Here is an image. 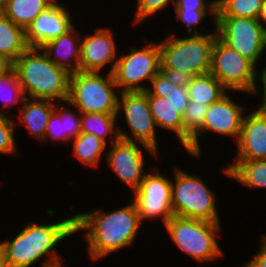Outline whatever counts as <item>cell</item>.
<instances>
[{"mask_svg":"<svg viewBox=\"0 0 266 267\" xmlns=\"http://www.w3.org/2000/svg\"><path fill=\"white\" fill-rule=\"evenodd\" d=\"M123 117L129 132H126L119 125V139L144 144L157 153L159 152L158 132L152 116L148 95L145 91L120 92L117 105V119Z\"/></svg>","mask_w":266,"mask_h":267,"instance_id":"obj_10","label":"cell"},{"mask_svg":"<svg viewBox=\"0 0 266 267\" xmlns=\"http://www.w3.org/2000/svg\"><path fill=\"white\" fill-rule=\"evenodd\" d=\"M217 36L256 68L266 54V27L254 18L216 17Z\"/></svg>","mask_w":266,"mask_h":267,"instance_id":"obj_11","label":"cell"},{"mask_svg":"<svg viewBox=\"0 0 266 267\" xmlns=\"http://www.w3.org/2000/svg\"><path fill=\"white\" fill-rule=\"evenodd\" d=\"M25 98L66 102L70 76L51 61L42 48L28 47L14 62Z\"/></svg>","mask_w":266,"mask_h":267,"instance_id":"obj_3","label":"cell"},{"mask_svg":"<svg viewBox=\"0 0 266 267\" xmlns=\"http://www.w3.org/2000/svg\"><path fill=\"white\" fill-rule=\"evenodd\" d=\"M222 173L243 186L266 189V160H233Z\"/></svg>","mask_w":266,"mask_h":267,"instance_id":"obj_22","label":"cell"},{"mask_svg":"<svg viewBox=\"0 0 266 267\" xmlns=\"http://www.w3.org/2000/svg\"><path fill=\"white\" fill-rule=\"evenodd\" d=\"M25 99L22 86L19 83L16 71L14 68L0 74V100L3 103V111L0 114H8L10 111H4L11 108L13 105H21ZM21 103V104H19Z\"/></svg>","mask_w":266,"mask_h":267,"instance_id":"obj_30","label":"cell"},{"mask_svg":"<svg viewBox=\"0 0 266 267\" xmlns=\"http://www.w3.org/2000/svg\"><path fill=\"white\" fill-rule=\"evenodd\" d=\"M42 50L58 67L69 73L80 71L81 61V34L74 25L65 34L47 42Z\"/></svg>","mask_w":266,"mask_h":267,"instance_id":"obj_18","label":"cell"},{"mask_svg":"<svg viewBox=\"0 0 266 267\" xmlns=\"http://www.w3.org/2000/svg\"><path fill=\"white\" fill-rule=\"evenodd\" d=\"M258 20L266 27V0H263Z\"/></svg>","mask_w":266,"mask_h":267,"instance_id":"obj_41","label":"cell"},{"mask_svg":"<svg viewBox=\"0 0 266 267\" xmlns=\"http://www.w3.org/2000/svg\"><path fill=\"white\" fill-rule=\"evenodd\" d=\"M172 209L180 217L221 223L217 209V194L207 186L200 175L180 167L173 168Z\"/></svg>","mask_w":266,"mask_h":267,"instance_id":"obj_6","label":"cell"},{"mask_svg":"<svg viewBox=\"0 0 266 267\" xmlns=\"http://www.w3.org/2000/svg\"><path fill=\"white\" fill-rule=\"evenodd\" d=\"M0 267H10L7 262L4 260L2 254L0 253Z\"/></svg>","mask_w":266,"mask_h":267,"instance_id":"obj_42","label":"cell"},{"mask_svg":"<svg viewBox=\"0 0 266 267\" xmlns=\"http://www.w3.org/2000/svg\"><path fill=\"white\" fill-rule=\"evenodd\" d=\"M117 121V114L81 113V133L94 134L109 145L119 139Z\"/></svg>","mask_w":266,"mask_h":267,"instance_id":"obj_27","label":"cell"},{"mask_svg":"<svg viewBox=\"0 0 266 267\" xmlns=\"http://www.w3.org/2000/svg\"><path fill=\"white\" fill-rule=\"evenodd\" d=\"M55 103L51 100L25 98L20 107L18 124L25 126L30 136L42 141Z\"/></svg>","mask_w":266,"mask_h":267,"instance_id":"obj_20","label":"cell"},{"mask_svg":"<svg viewBox=\"0 0 266 267\" xmlns=\"http://www.w3.org/2000/svg\"><path fill=\"white\" fill-rule=\"evenodd\" d=\"M116 35L110 27H97L95 32L81 36L80 71L104 73L110 64L109 73H113L119 58Z\"/></svg>","mask_w":266,"mask_h":267,"instance_id":"obj_15","label":"cell"},{"mask_svg":"<svg viewBox=\"0 0 266 267\" xmlns=\"http://www.w3.org/2000/svg\"><path fill=\"white\" fill-rule=\"evenodd\" d=\"M173 88H175V84H173L161 71H159L151 79L147 91L153 96L167 98V94Z\"/></svg>","mask_w":266,"mask_h":267,"instance_id":"obj_34","label":"cell"},{"mask_svg":"<svg viewBox=\"0 0 266 267\" xmlns=\"http://www.w3.org/2000/svg\"><path fill=\"white\" fill-rule=\"evenodd\" d=\"M7 3V0H0V9Z\"/></svg>","mask_w":266,"mask_h":267,"instance_id":"obj_43","label":"cell"},{"mask_svg":"<svg viewBox=\"0 0 266 267\" xmlns=\"http://www.w3.org/2000/svg\"><path fill=\"white\" fill-rule=\"evenodd\" d=\"M175 11L176 20L182 22L186 27L189 36H198L201 34H206L201 29L198 30V25L202 24V21L206 23V17L211 16L210 22L216 25L217 10H186V9H173ZM203 31V33L201 32Z\"/></svg>","mask_w":266,"mask_h":267,"instance_id":"obj_31","label":"cell"},{"mask_svg":"<svg viewBox=\"0 0 266 267\" xmlns=\"http://www.w3.org/2000/svg\"><path fill=\"white\" fill-rule=\"evenodd\" d=\"M28 47L25 30L14 24L0 10V53L14 62Z\"/></svg>","mask_w":266,"mask_h":267,"instance_id":"obj_26","label":"cell"},{"mask_svg":"<svg viewBox=\"0 0 266 267\" xmlns=\"http://www.w3.org/2000/svg\"><path fill=\"white\" fill-rule=\"evenodd\" d=\"M167 98L174 104L176 107L175 109L183 116L189 102L186 86L175 85V88L167 94Z\"/></svg>","mask_w":266,"mask_h":267,"instance_id":"obj_35","label":"cell"},{"mask_svg":"<svg viewBox=\"0 0 266 267\" xmlns=\"http://www.w3.org/2000/svg\"><path fill=\"white\" fill-rule=\"evenodd\" d=\"M248 59L225 44L218 36L212 49L210 73L228 90L253 95L258 70Z\"/></svg>","mask_w":266,"mask_h":267,"instance_id":"obj_9","label":"cell"},{"mask_svg":"<svg viewBox=\"0 0 266 267\" xmlns=\"http://www.w3.org/2000/svg\"><path fill=\"white\" fill-rule=\"evenodd\" d=\"M252 106L243 117L234 160H266V113Z\"/></svg>","mask_w":266,"mask_h":267,"instance_id":"obj_17","label":"cell"},{"mask_svg":"<svg viewBox=\"0 0 266 267\" xmlns=\"http://www.w3.org/2000/svg\"><path fill=\"white\" fill-rule=\"evenodd\" d=\"M209 106L189 100L183 115L184 149L191 156V139L203 128Z\"/></svg>","mask_w":266,"mask_h":267,"instance_id":"obj_28","label":"cell"},{"mask_svg":"<svg viewBox=\"0 0 266 267\" xmlns=\"http://www.w3.org/2000/svg\"><path fill=\"white\" fill-rule=\"evenodd\" d=\"M72 154L83 164V167L97 168L101 163L102 156L106 155L107 144L94 134L81 133L70 142Z\"/></svg>","mask_w":266,"mask_h":267,"instance_id":"obj_23","label":"cell"},{"mask_svg":"<svg viewBox=\"0 0 266 267\" xmlns=\"http://www.w3.org/2000/svg\"><path fill=\"white\" fill-rule=\"evenodd\" d=\"M198 36L177 37L175 33L159 42L160 61L164 68L184 70L187 73L202 75L210 73L212 49L217 36L216 25L213 31ZM167 37V38H166Z\"/></svg>","mask_w":266,"mask_h":267,"instance_id":"obj_5","label":"cell"},{"mask_svg":"<svg viewBox=\"0 0 266 267\" xmlns=\"http://www.w3.org/2000/svg\"><path fill=\"white\" fill-rule=\"evenodd\" d=\"M221 225L174 215L163 227L171 242L181 252L202 265L215 262L223 256L224 252L217 239L222 231Z\"/></svg>","mask_w":266,"mask_h":267,"instance_id":"obj_4","label":"cell"},{"mask_svg":"<svg viewBox=\"0 0 266 267\" xmlns=\"http://www.w3.org/2000/svg\"><path fill=\"white\" fill-rule=\"evenodd\" d=\"M259 83H260V85H259ZM261 84H262V86H261ZM259 87H262V88L260 89ZM259 91L261 94H257V93H259ZM254 94L255 95H262V96H260V97H262V98H260L261 100H258L261 103L258 106H255V108L261 112L266 113V66L265 65L258 72L257 85L255 87V91L253 92V96H254Z\"/></svg>","mask_w":266,"mask_h":267,"instance_id":"obj_39","label":"cell"},{"mask_svg":"<svg viewBox=\"0 0 266 267\" xmlns=\"http://www.w3.org/2000/svg\"><path fill=\"white\" fill-rule=\"evenodd\" d=\"M175 0H137L135 13L133 16L132 24L138 25L139 23H144L146 19H150L151 16L154 17L157 13L165 10L173 5ZM170 4V5H169Z\"/></svg>","mask_w":266,"mask_h":267,"instance_id":"obj_33","label":"cell"},{"mask_svg":"<svg viewBox=\"0 0 266 267\" xmlns=\"http://www.w3.org/2000/svg\"><path fill=\"white\" fill-rule=\"evenodd\" d=\"M15 126H18L12 115L0 114V155H20L16 144Z\"/></svg>","mask_w":266,"mask_h":267,"instance_id":"obj_32","label":"cell"},{"mask_svg":"<svg viewBox=\"0 0 266 267\" xmlns=\"http://www.w3.org/2000/svg\"><path fill=\"white\" fill-rule=\"evenodd\" d=\"M146 43L119 56L112 73L119 92L147 91L151 79L160 71L159 41Z\"/></svg>","mask_w":266,"mask_h":267,"instance_id":"obj_8","label":"cell"},{"mask_svg":"<svg viewBox=\"0 0 266 267\" xmlns=\"http://www.w3.org/2000/svg\"><path fill=\"white\" fill-rule=\"evenodd\" d=\"M13 68V62L4 54L0 53V74L5 73Z\"/></svg>","mask_w":266,"mask_h":267,"instance_id":"obj_40","label":"cell"},{"mask_svg":"<svg viewBox=\"0 0 266 267\" xmlns=\"http://www.w3.org/2000/svg\"><path fill=\"white\" fill-rule=\"evenodd\" d=\"M258 252L241 267H266V234L261 235Z\"/></svg>","mask_w":266,"mask_h":267,"instance_id":"obj_38","label":"cell"},{"mask_svg":"<svg viewBox=\"0 0 266 267\" xmlns=\"http://www.w3.org/2000/svg\"><path fill=\"white\" fill-rule=\"evenodd\" d=\"M138 142L118 139L110 144L104 157L109 169L118 179L130 188V192L135 191L145 175L149 172L145 169V153L158 159L159 153L152 148ZM144 150H142L143 148ZM146 152H143L145 151ZM147 171V172H146Z\"/></svg>","mask_w":266,"mask_h":267,"instance_id":"obj_14","label":"cell"},{"mask_svg":"<svg viewBox=\"0 0 266 267\" xmlns=\"http://www.w3.org/2000/svg\"><path fill=\"white\" fill-rule=\"evenodd\" d=\"M263 0H217L216 17L259 18Z\"/></svg>","mask_w":266,"mask_h":267,"instance_id":"obj_29","label":"cell"},{"mask_svg":"<svg viewBox=\"0 0 266 267\" xmlns=\"http://www.w3.org/2000/svg\"><path fill=\"white\" fill-rule=\"evenodd\" d=\"M186 88L189 100L208 106L228 92L211 73L193 76Z\"/></svg>","mask_w":266,"mask_h":267,"instance_id":"obj_24","label":"cell"},{"mask_svg":"<svg viewBox=\"0 0 266 267\" xmlns=\"http://www.w3.org/2000/svg\"><path fill=\"white\" fill-rule=\"evenodd\" d=\"M58 1L54 0L42 10L25 30L26 44L29 47L41 48L76 25L69 8L66 9V6Z\"/></svg>","mask_w":266,"mask_h":267,"instance_id":"obj_16","label":"cell"},{"mask_svg":"<svg viewBox=\"0 0 266 267\" xmlns=\"http://www.w3.org/2000/svg\"><path fill=\"white\" fill-rule=\"evenodd\" d=\"M66 104L65 106H63ZM75 109V110H72ZM81 134V112L74 108L68 101L55 104V110L52 112L45 136L42 142L51 140L53 142L70 143Z\"/></svg>","mask_w":266,"mask_h":267,"instance_id":"obj_19","label":"cell"},{"mask_svg":"<svg viewBox=\"0 0 266 267\" xmlns=\"http://www.w3.org/2000/svg\"><path fill=\"white\" fill-rule=\"evenodd\" d=\"M72 73L68 102L81 113L117 114L119 90L112 73Z\"/></svg>","mask_w":266,"mask_h":267,"instance_id":"obj_7","label":"cell"},{"mask_svg":"<svg viewBox=\"0 0 266 267\" xmlns=\"http://www.w3.org/2000/svg\"><path fill=\"white\" fill-rule=\"evenodd\" d=\"M173 9L217 10V0H175Z\"/></svg>","mask_w":266,"mask_h":267,"instance_id":"obj_36","label":"cell"},{"mask_svg":"<svg viewBox=\"0 0 266 267\" xmlns=\"http://www.w3.org/2000/svg\"><path fill=\"white\" fill-rule=\"evenodd\" d=\"M53 222V223H52ZM43 224L27 222L12 239L0 241V253L10 267L64 265L57 246L75 235V215Z\"/></svg>","mask_w":266,"mask_h":267,"instance_id":"obj_2","label":"cell"},{"mask_svg":"<svg viewBox=\"0 0 266 267\" xmlns=\"http://www.w3.org/2000/svg\"><path fill=\"white\" fill-rule=\"evenodd\" d=\"M54 0H7L0 9L14 24L24 30L36 19L42 10Z\"/></svg>","mask_w":266,"mask_h":267,"instance_id":"obj_25","label":"cell"},{"mask_svg":"<svg viewBox=\"0 0 266 267\" xmlns=\"http://www.w3.org/2000/svg\"><path fill=\"white\" fill-rule=\"evenodd\" d=\"M152 171V172H151ZM159 166H150L139 187L133 191L131 201L143 222L159 220L163 226L174 216L172 209V178L163 176ZM171 178V179H170ZM161 219V220H160Z\"/></svg>","mask_w":266,"mask_h":267,"instance_id":"obj_12","label":"cell"},{"mask_svg":"<svg viewBox=\"0 0 266 267\" xmlns=\"http://www.w3.org/2000/svg\"><path fill=\"white\" fill-rule=\"evenodd\" d=\"M75 215V234L83 233L88 257L95 262L135 245L143 225L134 202L110 212L96 208Z\"/></svg>","mask_w":266,"mask_h":267,"instance_id":"obj_1","label":"cell"},{"mask_svg":"<svg viewBox=\"0 0 266 267\" xmlns=\"http://www.w3.org/2000/svg\"><path fill=\"white\" fill-rule=\"evenodd\" d=\"M233 91H228L218 101L209 105L203 128L191 139V156L196 159L203 155L200 137L206 132L229 137L236 143L240 136L242 120L246 113L245 105L233 100ZM202 153V154H201Z\"/></svg>","mask_w":266,"mask_h":267,"instance_id":"obj_13","label":"cell"},{"mask_svg":"<svg viewBox=\"0 0 266 267\" xmlns=\"http://www.w3.org/2000/svg\"><path fill=\"white\" fill-rule=\"evenodd\" d=\"M145 92L148 95L150 110L157 129L160 128L176 134L177 140L184 148L183 116L168 98L153 96L148 91Z\"/></svg>","mask_w":266,"mask_h":267,"instance_id":"obj_21","label":"cell"},{"mask_svg":"<svg viewBox=\"0 0 266 267\" xmlns=\"http://www.w3.org/2000/svg\"><path fill=\"white\" fill-rule=\"evenodd\" d=\"M160 71L175 85L187 86L193 75L184 70L160 67Z\"/></svg>","mask_w":266,"mask_h":267,"instance_id":"obj_37","label":"cell"}]
</instances>
